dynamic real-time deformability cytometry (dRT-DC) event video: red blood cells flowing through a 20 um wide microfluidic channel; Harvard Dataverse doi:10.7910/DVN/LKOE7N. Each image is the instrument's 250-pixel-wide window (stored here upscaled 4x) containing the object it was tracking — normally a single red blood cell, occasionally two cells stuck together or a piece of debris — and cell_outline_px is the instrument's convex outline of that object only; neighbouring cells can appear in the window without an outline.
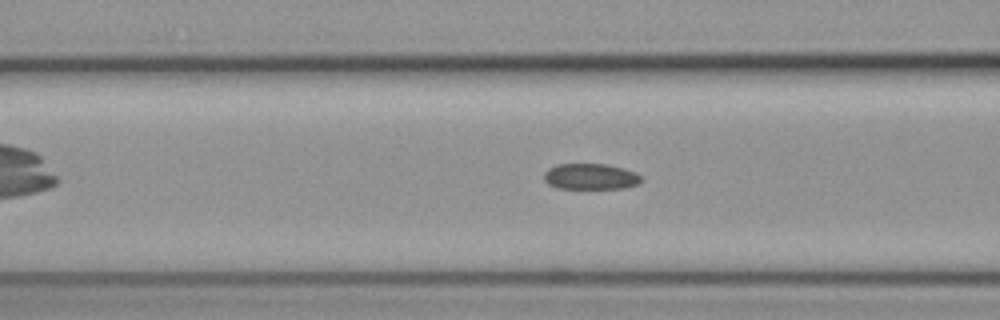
{"species": "common noctule bat (a hibernating species)", "species_latin": "Nyctalus noctula", "temperature_condition": "cold", "stored_images_in_passage": 43, "camera_frame_rate_fps": 3000, "um_per_image_px": 0.085, "animal": {"sex": "female", "body_mass_g": 19.3, "forearm_length_mm": 54.1}, "frame": {"image": 1, "passage_image": 15, "time_ms": 4.667, "image_size_px": [1000, 320], "cell_outline_px": [[644, 180], [640, 184], [624, 188], [556, 188], [548, 184], [544, 180], [544, 172], [548, 168], [556, 164], [604, 164], [624, 168], [636, 172]], "centroid_in_image_um": [50.21, 15.0], "position_along_channel_um": 116.4, "area_um2": 14.85}}
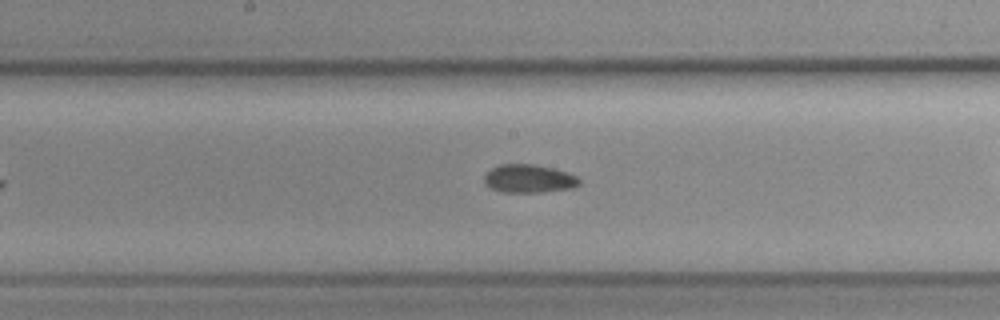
{"frame": {"image": 2, "passage_image": 22, "time_ms": 7.0, "image_size_px": [1000, 320], "cell_outline_px": [[580, 184], [572, 188], [544, 192], [500, 192], [484, 184], [484, 176], [492, 168], [500, 164], [532, 164], [552, 168], [568, 172], [576, 176], [580, 180]], "centroid_in_image_um": [44.95, 15.19], "position_along_channel_um": 203.2, "area_um2": 15.66}}
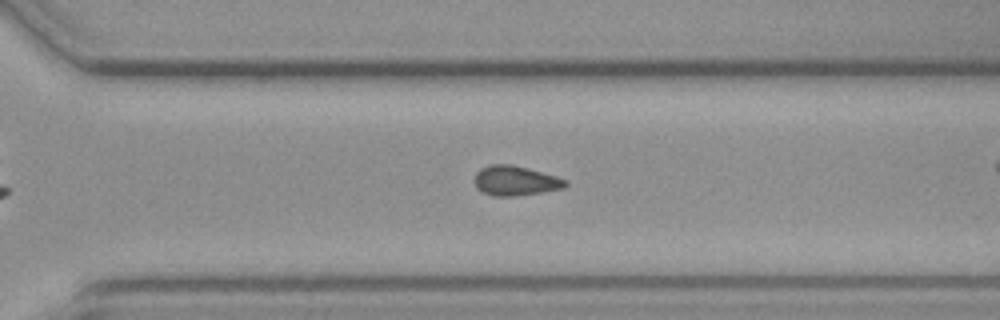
{"frame": {"image": 3, "passage_image": 32, "time_ms": 10.333, "image_size_px": [1000, 320], "cell_outline_px": [[568, 184], [564, 188], [544, 192], [516, 196], [492, 196], [480, 192], [476, 188], [476, 172], [480, 168], [488, 164], [512, 164], [528, 168], [556, 176], [568, 180]], "centroid_in_image_um": [43.81, 15.36], "position_along_channel_um": 326.8, "area_um2": 16.01}}